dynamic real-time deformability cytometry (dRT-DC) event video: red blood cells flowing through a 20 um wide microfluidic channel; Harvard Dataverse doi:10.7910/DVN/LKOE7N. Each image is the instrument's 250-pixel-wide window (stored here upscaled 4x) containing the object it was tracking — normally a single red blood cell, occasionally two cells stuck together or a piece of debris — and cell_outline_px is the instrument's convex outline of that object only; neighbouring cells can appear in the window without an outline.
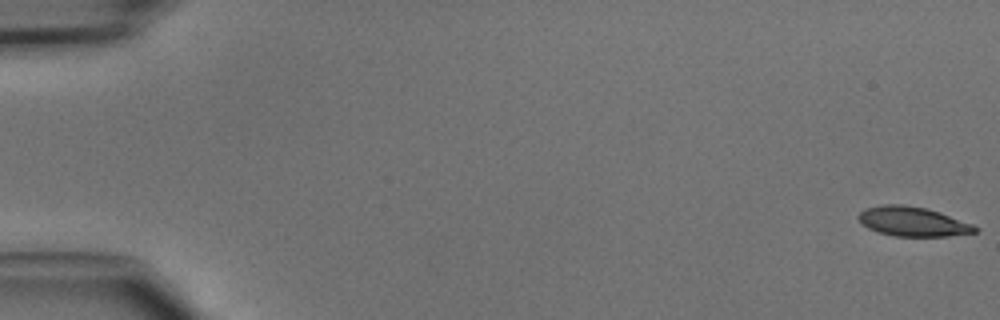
{"species": "common noctule bat (a hibernating species)", "species_latin": "Nyctalus noctula", "temperature_condition": "cold", "stored_images_in_passage": 47, "camera_frame_rate_fps": 3000, "um_per_image_px": 0.085, "animal": {"sex": "male", "body_mass_g": 15.6}, "frame": {"image": 1, "passage_image": 1, "time_ms": 0.0, "image_size_px": [1000, 320], "cell_outline_px": [[980, 228], [976, 232], [948, 236], [892, 236], [868, 228], [856, 216], [864, 208], [880, 204], [904, 204], [928, 208], [940, 212], [972, 224]], "centroid_in_image_um": [77.58, 18.81], "position_along_channel_um": 7.4, "area_um2": 20.11}}
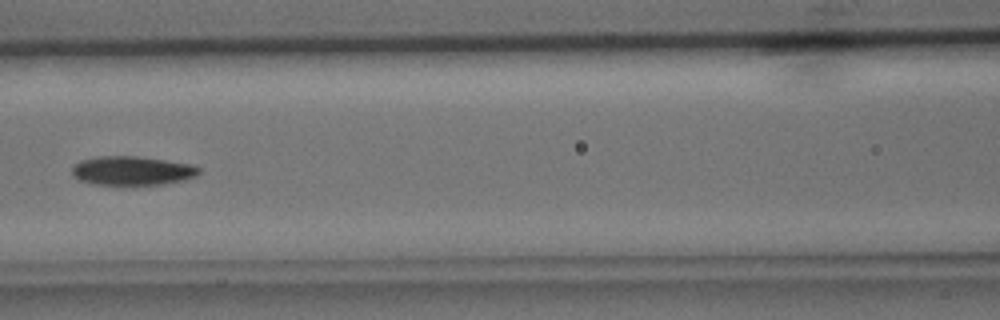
{"frame": {"image": 2, "passage_image": 22, "time_ms": 7.0, "image_size_px": [1000, 320], "cell_outline_px": [[200, 172], [196, 176], [184, 180], [164, 184], [92, 184], [80, 180], [72, 176], [72, 164], [80, 160], [96, 156], [136, 156], [192, 164], [200, 168]], "centroid_in_image_um": [11.2, 14.5], "position_along_channel_um": 155.4, "area_um2": 21.5}}
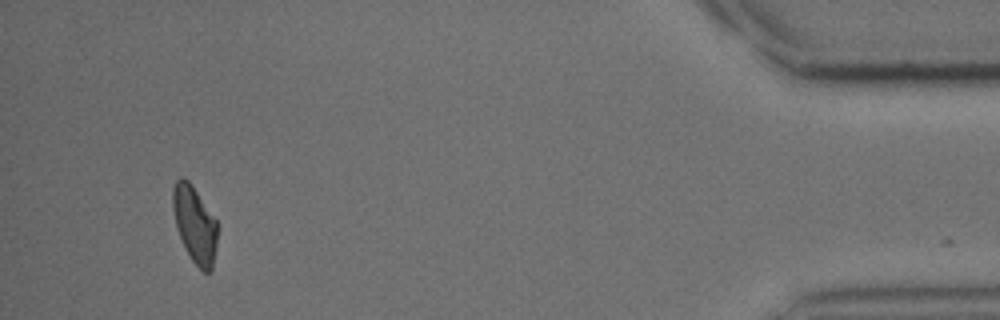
{"frame": {"image": 3, "passage_image": 45, "time_ms": 14.667, "image_size_px": [1000, 320], "cell_outline_px": [[216, 248], [212, 268], [208, 272], [204, 272], [192, 260], [176, 228], [172, 208], [172, 188], [176, 180], [180, 176], [184, 176], [188, 180], [216, 220]], "centroid_in_image_um": [16.52, 19.03], "position_along_channel_um": 418.7, "area_um2": 19.54}}